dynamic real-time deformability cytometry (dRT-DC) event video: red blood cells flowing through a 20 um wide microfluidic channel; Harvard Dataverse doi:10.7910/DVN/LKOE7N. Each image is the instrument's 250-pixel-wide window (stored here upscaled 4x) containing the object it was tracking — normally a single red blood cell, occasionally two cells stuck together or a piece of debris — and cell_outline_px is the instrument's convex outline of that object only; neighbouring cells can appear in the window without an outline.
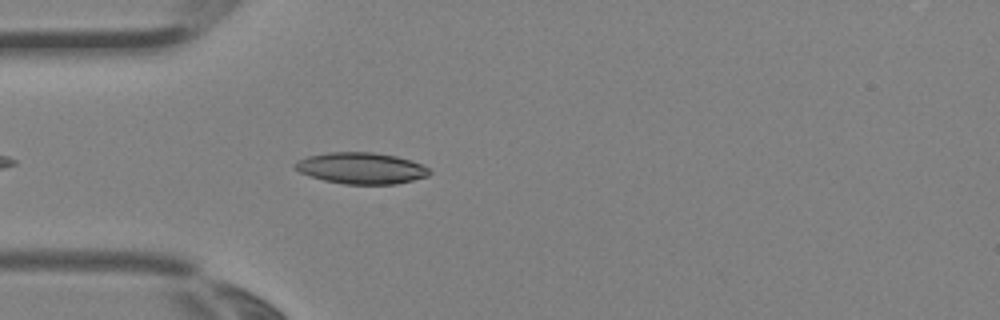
{"species": "Egyptian fruit bat (a non-hibernating species)", "species_latin": "Rousettus aegyptiacus", "temperature_condition": "room temperature", "stored_images_in_passage": 3, "camera_frame_rate_fps": 3000, "um_per_image_px": 0.085, "animal": {"sex": "female"}, "frame": {"image": 1, "passage_image": 3, "time_ms": 0.667, "image_size_px": [1000, 320], "cell_outline_px": [[432, 172], [428, 176], [396, 184], [344, 184], [324, 180], [300, 172], [292, 164], [296, 160], [308, 156], [328, 152], [372, 152], [396, 156], [424, 164]], "centroid_in_image_um": [30.72, 14.29], "position_along_channel_um": 54.3, "area_um2": 24.57}}